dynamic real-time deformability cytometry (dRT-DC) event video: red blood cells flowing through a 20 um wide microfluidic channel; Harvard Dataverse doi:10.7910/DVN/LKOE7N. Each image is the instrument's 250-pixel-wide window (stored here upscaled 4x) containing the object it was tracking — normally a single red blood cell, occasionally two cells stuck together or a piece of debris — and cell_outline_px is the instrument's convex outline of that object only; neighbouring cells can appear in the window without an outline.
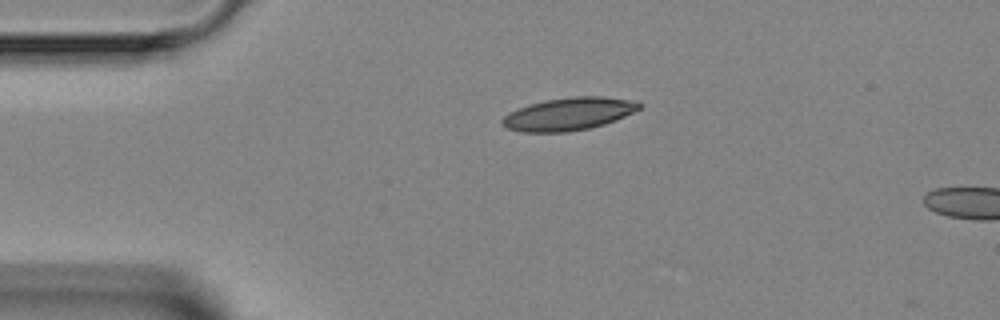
{"species": "Egyptian fruit bat (a non-hibernating species)", "species_latin": "Rousettus aegyptiacus", "temperature_condition": "room temperature", "stored_images_in_passage": 2, "camera_frame_rate_fps": 3000, "um_per_image_px": 0.085, "animal": {"sex": "female"}, "frame": {"image": 1, "passage_image": 1, "time_ms": 0.0, "image_size_px": [1000, 320], "cell_outline_px": [[644, 104], [640, 108], [616, 120], [604, 124], [588, 128], [568, 132], [520, 132], [504, 128], [500, 124], [500, 120], [508, 112], [528, 104], [544, 100], [572, 96], [604, 96], [628, 100]], "centroid_in_image_um": [48.26, 9.69], "position_along_channel_um": 36.7, "area_um2": 26.3}}